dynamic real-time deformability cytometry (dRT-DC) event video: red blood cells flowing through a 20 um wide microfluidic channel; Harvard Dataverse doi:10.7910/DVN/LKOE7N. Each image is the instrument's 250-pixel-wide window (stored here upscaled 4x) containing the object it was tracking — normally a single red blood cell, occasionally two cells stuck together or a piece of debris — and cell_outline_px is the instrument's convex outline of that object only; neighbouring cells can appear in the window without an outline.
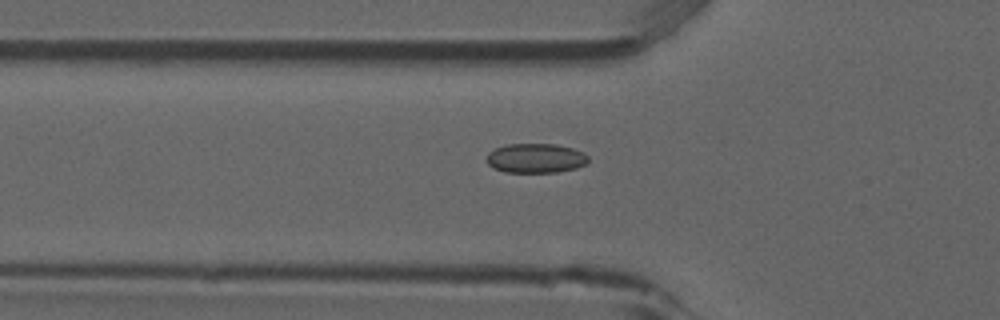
{"species": "common noctule bat (a hibernating species)", "species_latin": "Nyctalus noctula", "temperature_condition": "room temperature", "stored_images_in_passage": 53, "camera_frame_rate_fps": 3000, "um_per_image_px": 0.085, "animal": {"sex": "male", "forearm_length_mm": 52.5}, "frame": {"image": 1, "passage_image": 18, "time_ms": 5.667, "image_size_px": [1000, 320], "cell_outline_px": [[588, 160], [584, 164], [576, 168], [556, 172], [504, 172], [492, 168], [484, 160], [488, 152], [496, 148], [508, 144], [556, 144], [572, 148], [584, 152], [588, 156]], "centroid_in_image_um": [45.49, 13.45], "position_along_channel_um": 80.3, "area_um2": 17.57}}
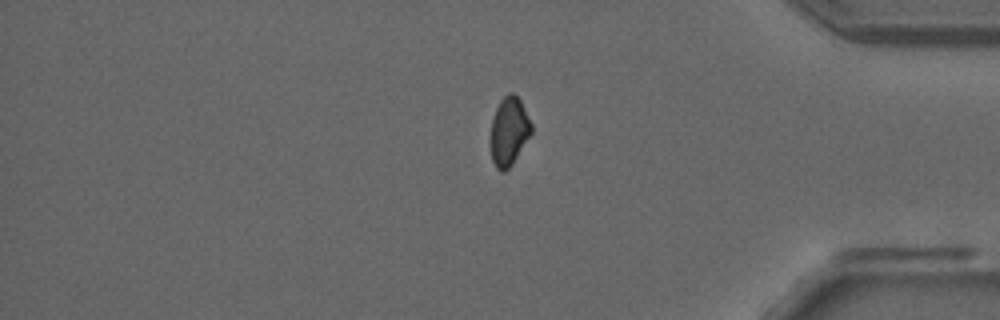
{"frame": {"image": 2, "passage_image": 44, "time_ms": 14.333, "image_size_px": [1000, 320], "cell_outline_px": [[532, 132], [512, 164], [504, 172], [500, 172], [496, 168], [492, 160], [492, 120], [496, 108], [500, 100], [508, 92], [512, 92], [520, 100], [532, 124]], "centroid_in_image_um": [43.28, 11.15], "position_along_channel_um": 391.9, "area_um2": 15.95}}
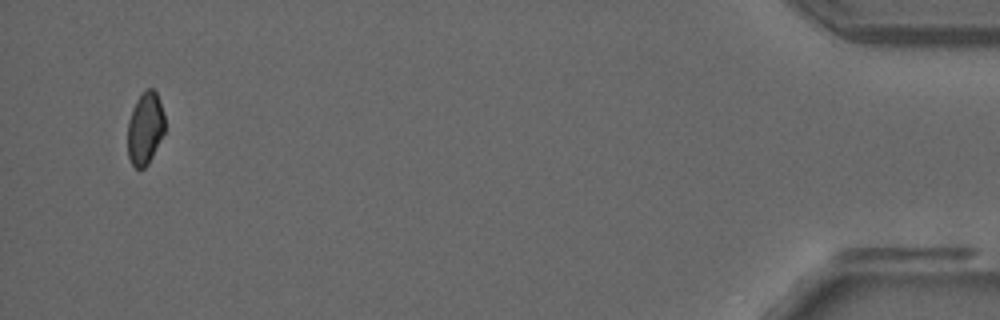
{"frame": {"image": 3, "passage_image": 51, "time_ms": 16.667, "image_size_px": [1000, 320], "cell_outline_px": [[164, 132], [148, 164], [144, 168], [136, 168], [132, 164], [128, 156], [128, 120], [132, 108], [136, 100], [144, 88], [152, 88], [156, 92], [164, 116]], "centroid_in_image_um": [12.31, 10.88], "position_along_channel_um": 422.9, "area_um2": 15.61}, "authors_computed_cell_mechanics": {"area_um2": 17.051, "velocity_mm_per_s": 3.8793, "shape_relaxation_time_tau1_ms": null, "shape_relaxation_time_tau2_ms": 1.7997, "deformation_change_tau1": null, "deformation_change_tau2": 0.0581}}